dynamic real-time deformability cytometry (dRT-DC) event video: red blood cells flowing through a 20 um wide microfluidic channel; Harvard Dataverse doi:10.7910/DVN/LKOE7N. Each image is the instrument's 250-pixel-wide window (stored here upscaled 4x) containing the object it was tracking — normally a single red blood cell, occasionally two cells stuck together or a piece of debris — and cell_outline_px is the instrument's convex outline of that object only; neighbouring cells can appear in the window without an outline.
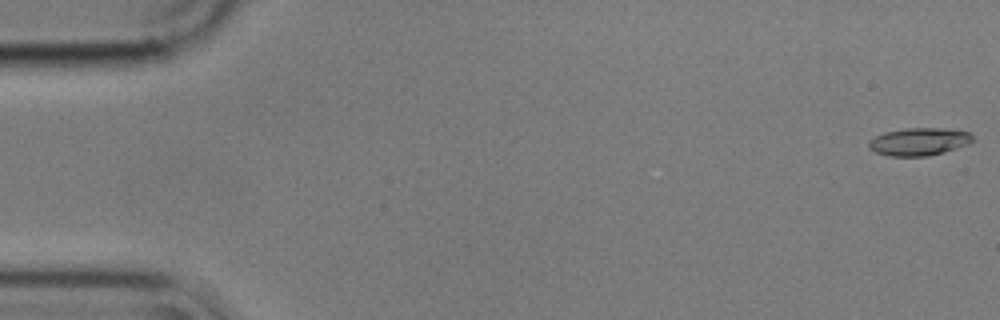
{"species": "common noctule bat (a hibernating species)", "species_latin": "Nyctalus noctula", "temperature_condition": "cold", "stored_images_in_passage": 21, "camera_frame_rate_fps": 3000, "um_per_image_px": 0.085, "animal": {"sex": "male", "body_mass_g": 17.9}, "frame": {"image": 1, "passage_image": 1, "time_ms": 0.0, "image_size_px": [1000, 320], "cell_outline_px": [[976, 140], [968, 144], [944, 152], [928, 156], [888, 156], [876, 152], [868, 148], [868, 140], [884, 132], [904, 128], [940, 128], [968, 132]], "centroid_in_image_um": [78.09, 12.04], "position_along_channel_um": 6.9, "area_um2": 16.82}}
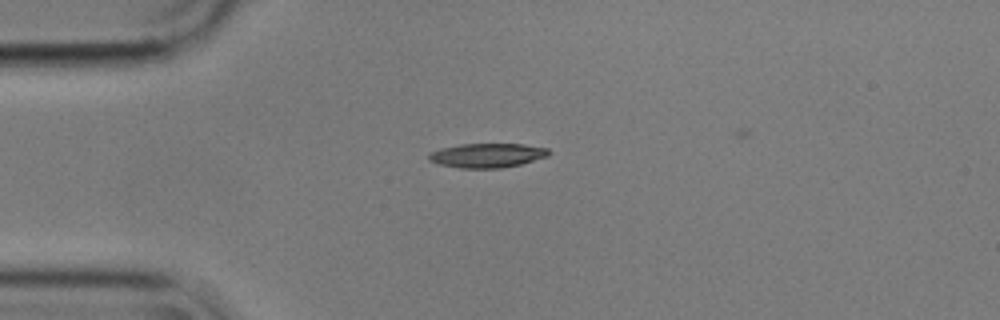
{"frame": {"image": 2, "passage_image": 14, "time_ms": 4.333, "image_size_px": [1000, 320], "cell_outline_px": [[552, 152], [548, 156], [520, 164], [500, 168], [460, 168], [440, 164], [428, 160], [428, 156], [432, 152], [440, 148], [460, 144], [524, 144], [548, 148]], "centroid_in_image_um": [41.43, 13.2], "position_along_channel_um": 43.6, "area_um2": 16.94}}
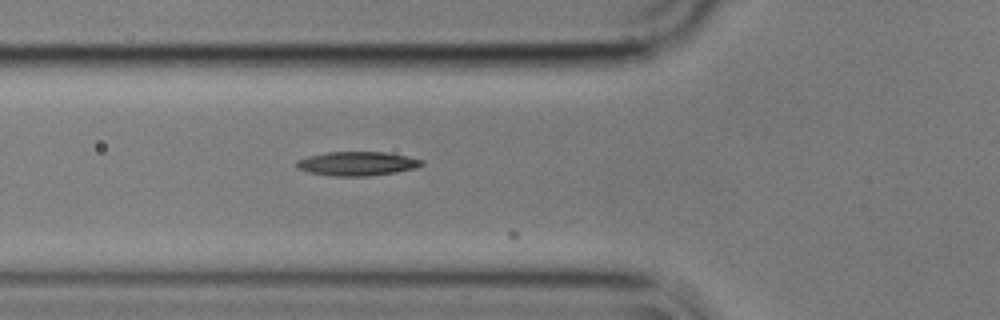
{"frame": {"image": 3, "passage_image": 20, "time_ms": 6.333, "image_size_px": [1000, 320], "cell_outline_px": [[424, 164], [416, 168], [396, 172], [368, 176], [332, 176], [308, 172], [296, 168], [296, 160], [308, 156], [328, 152], [384, 152], [408, 156], [424, 160]], "centroid_in_image_um": [30.36, 13.91], "position_along_channel_um": 95.4, "area_um2": 17.63}}